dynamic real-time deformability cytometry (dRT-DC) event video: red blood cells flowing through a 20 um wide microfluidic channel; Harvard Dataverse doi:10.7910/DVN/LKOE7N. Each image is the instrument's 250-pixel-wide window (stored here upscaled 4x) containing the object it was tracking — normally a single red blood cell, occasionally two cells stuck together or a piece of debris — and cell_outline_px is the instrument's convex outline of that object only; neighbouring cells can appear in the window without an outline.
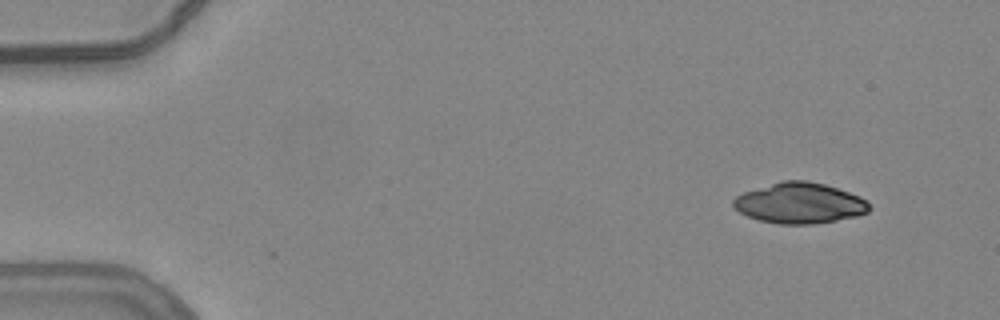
{"species": "common noctule bat (a hibernating species)", "species_latin": "Nyctalus noctula", "temperature_condition": "warm", "stored_images_in_passage": 2, "camera_frame_rate_fps": 3000, "um_per_image_px": 0.085, "animal": {"sex": "female", "body_mass_g": 24.6, "forearm_length_mm": 56.2}, "frame": {"image": 1, "passage_image": 2, "time_ms": 0.333, "image_size_px": [1000, 320], "cell_outline_px": [[872, 208], [868, 212], [856, 216], [836, 220], [812, 224], [780, 224], [760, 220], [748, 216], [740, 212], [732, 204], [732, 200], [736, 196], [744, 192], [784, 180], [808, 180], [824, 184], [860, 196]], "centroid_in_image_um": [67.97, 17.26], "position_along_channel_um": 17.0, "area_um2": 31.91}}